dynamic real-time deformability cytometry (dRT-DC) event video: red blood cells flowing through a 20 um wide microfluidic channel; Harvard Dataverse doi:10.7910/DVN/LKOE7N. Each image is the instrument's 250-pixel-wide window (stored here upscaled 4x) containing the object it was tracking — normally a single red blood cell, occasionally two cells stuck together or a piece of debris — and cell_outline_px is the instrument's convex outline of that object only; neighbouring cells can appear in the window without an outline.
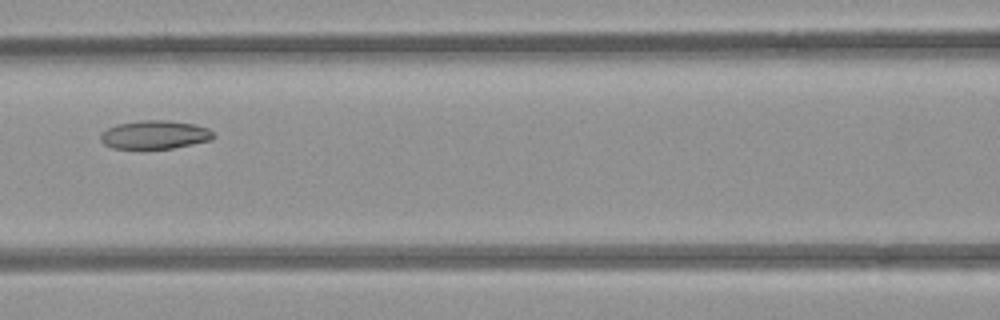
{"species": "common noctule bat (a hibernating species)", "species_latin": "Nyctalus noctula", "temperature_condition": "room temperature", "stored_images_in_passage": 7, "camera_frame_rate_fps": 3000, "um_per_image_px": 0.085, "animal": {"sex": "female", "body_mass_g": 21.9}, "frame": {"image": 1, "passage_image": 7, "time_ms": 7.0, "image_size_px": [1000, 320], "cell_outline_px": [[216, 136], [212, 140], [172, 148], [112, 148], [104, 144], [100, 140], [100, 132], [116, 124], [140, 120], [168, 120], [196, 124], [208, 128]], "centroid_in_image_um": [13.16, 11.44], "position_along_channel_um": 153.4, "area_um2": 18.84}}